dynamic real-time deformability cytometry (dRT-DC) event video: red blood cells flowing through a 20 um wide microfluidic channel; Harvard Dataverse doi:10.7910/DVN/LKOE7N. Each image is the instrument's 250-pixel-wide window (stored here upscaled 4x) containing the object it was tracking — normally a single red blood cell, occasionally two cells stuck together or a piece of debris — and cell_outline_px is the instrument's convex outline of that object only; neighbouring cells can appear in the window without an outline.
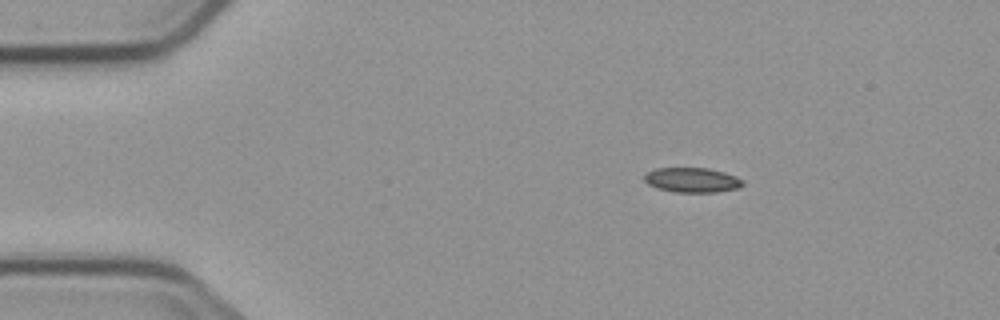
{"species": "common noctule bat (a hibernating species)", "species_latin": "Nyctalus noctula", "temperature_condition": "cold", "stored_images_in_passage": 6, "camera_frame_rate_fps": 3000, "um_per_image_px": 0.085, "animal": {"sex": "male", "body_mass_g": 23.1, "forearm_length_mm": 52.7}, "frame": {"image": 1, "passage_image": 3, "time_ms": 2.333, "image_size_px": [1000, 320], "cell_outline_px": [[744, 184], [740, 188], [716, 192], [672, 192], [656, 188], [648, 184], [644, 180], [644, 176], [648, 172], [656, 168], [708, 168], [724, 172], [736, 176], [744, 180]], "centroid_in_image_um": [58.85, 15.31], "position_along_channel_um": 26.1, "area_um2": 14.33}}